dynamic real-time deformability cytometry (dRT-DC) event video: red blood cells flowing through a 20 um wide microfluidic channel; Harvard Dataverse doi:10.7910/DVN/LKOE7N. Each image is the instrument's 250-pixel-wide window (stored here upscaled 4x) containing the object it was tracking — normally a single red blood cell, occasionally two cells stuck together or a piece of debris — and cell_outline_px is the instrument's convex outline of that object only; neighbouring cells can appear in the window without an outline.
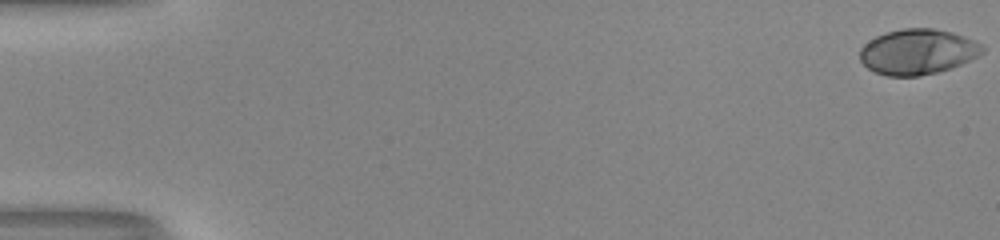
{"species": "human", "species_latin": "Homo sapiens", "temperature_condition": "room temperature", "stored_images_in_passage": 53, "camera_frame_rate_fps": 3000, "um_per_image_px": 0.085, "donor": {"sex": "male"}, "frame": {"image": 1, "passage_image": 1, "time_ms": 0.0, "image_size_px": [1000, 240], "cell_outline_px": [[984, 52], [960, 64], [936, 72], [920, 76], [888, 76], [876, 72], [868, 68], [860, 60], [860, 48], [864, 44], [876, 36], [888, 32], [904, 28], [932, 28], [952, 32], [964, 36], [984, 44]], "centroid_in_image_um": [78.0, 4.39], "position_along_channel_um": 7.0, "area_um2": 32.19}}
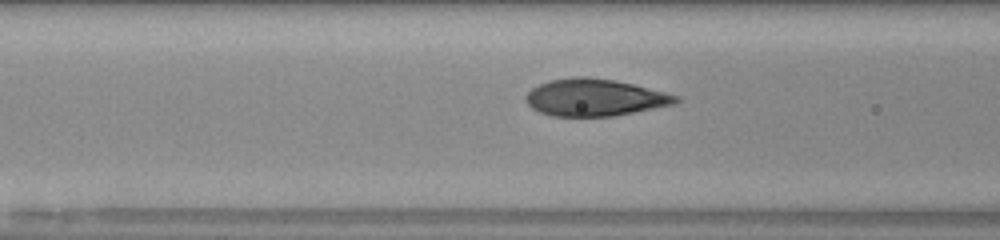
{"frame": {"image": 2, "passage_image": 23, "time_ms": 7.333, "image_size_px": [1000, 240], "cell_outline_px": [[680, 100], [676, 104], [612, 116], [552, 116], [540, 112], [532, 108], [524, 100], [524, 96], [532, 88], [548, 80], [576, 76], [588, 76], [616, 80], [680, 96]], "centroid_in_image_um": [50.53, 8.28], "position_along_channel_um": 116.1, "area_um2": 32.48}}
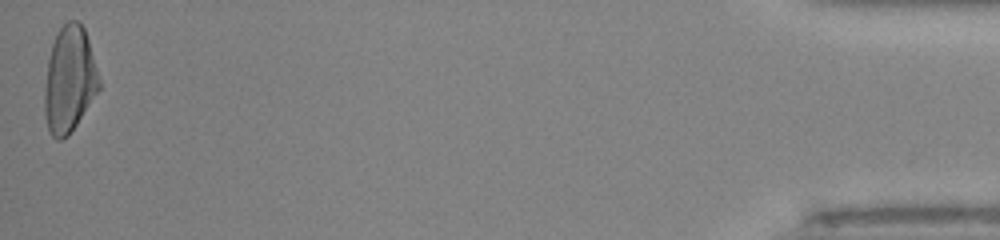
{"frame": {"image": 3, "passage_image": 53, "time_ms": 17.333, "image_size_px": [1000, 240], "cell_outline_px": [[100, 88], [68, 136], [60, 140], [56, 140], [52, 136], [48, 128], [44, 116], [44, 92], [48, 60], [52, 44], [56, 32], [68, 20], [76, 20], [84, 28], [88, 40], [100, 80]], "centroid_in_image_um": [5.88, 6.77], "position_along_channel_um": 429.3, "area_um2": 33.47}, "authors_computed_cell_mechanics": {"area_um2": 32.5414, "velocity_mm_per_s": 4.0855, "shape_relaxation_time_tau1_ms": 4.5419, "shape_relaxation_time_tau2_ms": null, "deformation_change_tau1": 0.222, "deformation_change_tau2": null}}